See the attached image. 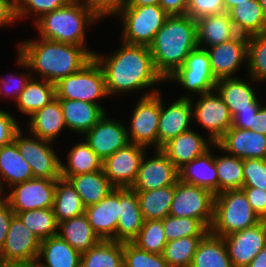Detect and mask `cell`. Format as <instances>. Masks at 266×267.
<instances>
[{
	"label": "cell",
	"instance_id": "36",
	"mask_svg": "<svg viewBox=\"0 0 266 267\" xmlns=\"http://www.w3.org/2000/svg\"><path fill=\"white\" fill-rule=\"evenodd\" d=\"M237 32L252 36L266 33V23L258 0H246L228 11Z\"/></svg>",
	"mask_w": 266,
	"mask_h": 267
},
{
	"label": "cell",
	"instance_id": "7",
	"mask_svg": "<svg viewBox=\"0 0 266 267\" xmlns=\"http://www.w3.org/2000/svg\"><path fill=\"white\" fill-rule=\"evenodd\" d=\"M55 92L57 99L81 100L104 109L107 104L101 103L109 98L104 72L94 57L79 71L59 80Z\"/></svg>",
	"mask_w": 266,
	"mask_h": 267
},
{
	"label": "cell",
	"instance_id": "64",
	"mask_svg": "<svg viewBox=\"0 0 266 267\" xmlns=\"http://www.w3.org/2000/svg\"><path fill=\"white\" fill-rule=\"evenodd\" d=\"M1 82H2V80H1V77H0V85H1ZM0 99H1V92H0Z\"/></svg>",
	"mask_w": 266,
	"mask_h": 267
},
{
	"label": "cell",
	"instance_id": "9",
	"mask_svg": "<svg viewBox=\"0 0 266 267\" xmlns=\"http://www.w3.org/2000/svg\"><path fill=\"white\" fill-rule=\"evenodd\" d=\"M21 128L14 137L19 153L31 166L34 178L59 179L61 177V154L54 142L43 140ZM29 134V135H28Z\"/></svg>",
	"mask_w": 266,
	"mask_h": 267
},
{
	"label": "cell",
	"instance_id": "34",
	"mask_svg": "<svg viewBox=\"0 0 266 267\" xmlns=\"http://www.w3.org/2000/svg\"><path fill=\"white\" fill-rule=\"evenodd\" d=\"M61 178L67 179L72 184L85 207L99 203L115 188L105 176L103 169Z\"/></svg>",
	"mask_w": 266,
	"mask_h": 267
},
{
	"label": "cell",
	"instance_id": "59",
	"mask_svg": "<svg viewBox=\"0 0 266 267\" xmlns=\"http://www.w3.org/2000/svg\"><path fill=\"white\" fill-rule=\"evenodd\" d=\"M250 130L266 135V101L252 117Z\"/></svg>",
	"mask_w": 266,
	"mask_h": 267
},
{
	"label": "cell",
	"instance_id": "28",
	"mask_svg": "<svg viewBox=\"0 0 266 267\" xmlns=\"http://www.w3.org/2000/svg\"><path fill=\"white\" fill-rule=\"evenodd\" d=\"M144 219L136 191L120 188V215L116 229L117 242H132L143 227Z\"/></svg>",
	"mask_w": 266,
	"mask_h": 267
},
{
	"label": "cell",
	"instance_id": "1",
	"mask_svg": "<svg viewBox=\"0 0 266 267\" xmlns=\"http://www.w3.org/2000/svg\"><path fill=\"white\" fill-rule=\"evenodd\" d=\"M119 42L120 47L114 52L93 55L104 72L109 97H133L134 93H137L135 97L138 93L146 97L161 91L160 86L166 83L155 69L149 47Z\"/></svg>",
	"mask_w": 266,
	"mask_h": 267
},
{
	"label": "cell",
	"instance_id": "8",
	"mask_svg": "<svg viewBox=\"0 0 266 267\" xmlns=\"http://www.w3.org/2000/svg\"><path fill=\"white\" fill-rule=\"evenodd\" d=\"M165 83L180 85L186 93H180L179 98H192L215 90L217 80L213 76L210 58L206 49L197 47L192 50L184 64L170 75Z\"/></svg>",
	"mask_w": 266,
	"mask_h": 267
},
{
	"label": "cell",
	"instance_id": "13",
	"mask_svg": "<svg viewBox=\"0 0 266 267\" xmlns=\"http://www.w3.org/2000/svg\"><path fill=\"white\" fill-rule=\"evenodd\" d=\"M214 198L210 190L178 180L169 215L200 220L208 229L213 221Z\"/></svg>",
	"mask_w": 266,
	"mask_h": 267
},
{
	"label": "cell",
	"instance_id": "58",
	"mask_svg": "<svg viewBox=\"0 0 266 267\" xmlns=\"http://www.w3.org/2000/svg\"><path fill=\"white\" fill-rule=\"evenodd\" d=\"M257 111L258 109L238 110L232 117V127L250 129L252 117Z\"/></svg>",
	"mask_w": 266,
	"mask_h": 267
},
{
	"label": "cell",
	"instance_id": "5",
	"mask_svg": "<svg viewBox=\"0 0 266 267\" xmlns=\"http://www.w3.org/2000/svg\"><path fill=\"white\" fill-rule=\"evenodd\" d=\"M261 221L242 189L225 190L215 195L213 221L209 232L224 237Z\"/></svg>",
	"mask_w": 266,
	"mask_h": 267
},
{
	"label": "cell",
	"instance_id": "3",
	"mask_svg": "<svg viewBox=\"0 0 266 267\" xmlns=\"http://www.w3.org/2000/svg\"><path fill=\"white\" fill-rule=\"evenodd\" d=\"M197 47L196 20L188 15H169L149 49L156 71L166 80Z\"/></svg>",
	"mask_w": 266,
	"mask_h": 267
},
{
	"label": "cell",
	"instance_id": "4",
	"mask_svg": "<svg viewBox=\"0 0 266 267\" xmlns=\"http://www.w3.org/2000/svg\"><path fill=\"white\" fill-rule=\"evenodd\" d=\"M101 21L81 0H71L64 7L44 14L33 24V29L37 30V37L91 49L87 32Z\"/></svg>",
	"mask_w": 266,
	"mask_h": 267
},
{
	"label": "cell",
	"instance_id": "25",
	"mask_svg": "<svg viewBox=\"0 0 266 267\" xmlns=\"http://www.w3.org/2000/svg\"><path fill=\"white\" fill-rule=\"evenodd\" d=\"M27 120L25 131L40 139L53 141L55 144L64 131L68 132L60 100L57 98L34 112Z\"/></svg>",
	"mask_w": 266,
	"mask_h": 267
},
{
	"label": "cell",
	"instance_id": "42",
	"mask_svg": "<svg viewBox=\"0 0 266 267\" xmlns=\"http://www.w3.org/2000/svg\"><path fill=\"white\" fill-rule=\"evenodd\" d=\"M16 215L41 241L58 235L59 223L53 208L27 210Z\"/></svg>",
	"mask_w": 266,
	"mask_h": 267
},
{
	"label": "cell",
	"instance_id": "22",
	"mask_svg": "<svg viewBox=\"0 0 266 267\" xmlns=\"http://www.w3.org/2000/svg\"><path fill=\"white\" fill-rule=\"evenodd\" d=\"M216 144L241 159H266V135L250 129L231 126Z\"/></svg>",
	"mask_w": 266,
	"mask_h": 267
},
{
	"label": "cell",
	"instance_id": "14",
	"mask_svg": "<svg viewBox=\"0 0 266 267\" xmlns=\"http://www.w3.org/2000/svg\"><path fill=\"white\" fill-rule=\"evenodd\" d=\"M57 179L33 178L6 189L2 196L16 215L33 209L53 208Z\"/></svg>",
	"mask_w": 266,
	"mask_h": 267
},
{
	"label": "cell",
	"instance_id": "53",
	"mask_svg": "<svg viewBox=\"0 0 266 267\" xmlns=\"http://www.w3.org/2000/svg\"><path fill=\"white\" fill-rule=\"evenodd\" d=\"M14 114L0 108V147L14 141L15 134L21 129L19 121Z\"/></svg>",
	"mask_w": 266,
	"mask_h": 267
},
{
	"label": "cell",
	"instance_id": "44",
	"mask_svg": "<svg viewBox=\"0 0 266 267\" xmlns=\"http://www.w3.org/2000/svg\"><path fill=\"white\" fill-rule=\"evenodd\" d=\"M246 74L259 85L266 84V33L248 37Z\"/></svg>",
	"mask_w": 266,
	"mask_h": 267
},
{
	"label": "cell",
	"instance_id": "37",
	"mask_svg": "<svg viewBox=\"0 0 266 267\" xmlns=\"http://www.w3.org/2000/svg\"><path fill=\"white\" fill-rule=\"evenodd\" d=\"M190 267H233L223 238L208 232L200 241Z\"/></svg>",
	"mask_w": 266,
	"mask_h": 267
},
{
	"label": "cell",
	"instance_id": "62",
	"mask_svg": "<svg viewBox=\"0 0 266 267\" xmlns=\"http://www.w3.org/2000/svg\"><path fill=\"white\" fill-rule=\"evenodd\" d=\"M243 2H246V0H223L225 11L228 12L231 8Z\"/></svg>",
	"mask_w": 266,
	"mask_h": 267
},
{
	"label": "cell",
	"instance_id": "40",
	"mask_svg": "<svg viewBox=\"0 0 266 267\" xmlns=\"http://www.w3.org/2000/svg\"><path fill=\"white\" fill-rule=\"evenodd\" d=\"M80 267H124L123 243L115 240H100L81 254Z\"/></svg>",
	"mask_w": 266,
	"mask_h": 267
},
{
	"label": "cell",
	"instance_id": "19",
	"mask_svg": "<svg viewBox=\"0 0 266 267\" xmlns=\"http://www.w3.org/2000/svg\"><path fill=\"white\" fill-rule=\"evenodd\" d=\"M147 150L144 146L128 143L102 162L103 172L115 188L132 187Z\"/></svg>",
	"mask_w": 266,
	"mask_h": 267
},
{
	"label": "cell",
	"instance_id": "55",
	"mask_svg": "<svg viewBox=\"0 0 266 267\" xmlns=\"http://www.w3.org/2000/svg\"><path fill=\"white\" fill-rule=\"evenodd\" d=\"M14 215L15 214L9 206L7 200L0 195V250L5 242L9 224Z\"/></svg>",
	"mask_w": 266,
	"mask_h": 267
},
{
	"label": "cell",
	"instance_id": "33",
	"mask_svg": "<svg viewBox=\"0 0 266 267\" xmlns=\"http://www.w3.org/2000/svg\"><path fill=\"white\" fill-rule=\"evenodd\" d=\"M56 98L55 84L42 78L31 77L16 100L15 108L19 115L30 117Z\"/></svg>",
	"mask_w": 266,
	"mask_h": 267
},
{
	"label": "cell",
	"instance_id": "30",
	"mask_svg": "<svg viewBox=\"0 0 266 267\" xmlns=\"http://www.w3.org/2000/svg\"><path fill=\"white\" fill-rule=\"evenodd\" d=\"M196 31L198 47L203 49L227 42L239 35L226 11L197 19Z\"/></svg>",
	"mask_w": 266,
	"mask_h": 267
},
{
	"label": "cell",
	"instance_id": "31",
	"mask_svg": "<svg viewBox=\"0 0 266 267\" xmlns=\"http://www.w3.org/2000/svg\"><path fill=\"white\" fill-rule=\"evenodd\" d=\"M81 253L59 235L41 241L37 267H80Z\"/></svg>",
	"mask_w": 266,
	"mask_h": 267
},
{
	"label": "cell",
	"instance_id": "50",
	"mask_svg": "<svg viewBox=\"0 0 266 267\" xmlns=\"http://www.w3.org/2000/svg\"><path fill=\"white\" fill-rule=\"evenodd\" d=\"M243 187L261 188L266 191V159H243Z\"/></svg>",
	"mask_w": 266,
	"mask_h": 267
},
{
	"label": "cell",
	"instance_id": "43",
	"mask_svg": "<svg viewBox=\"0 0 266 267\" xmlns=\"http://www.w3.org/2000/svg\"><path fill=\"white\" fill-rule=\"evenodd\" d=\"M204 236H190L168 241L162 253L171 267H190L197 247Z\"/></svg>",
	"mask_w": 266,
	"mask_h": 267
},
{
	"label": "cell",
	"instance_id": "20",
	"mask_svg": "<svg viewBox=\"0 0 266 267\" xmlns=\"http://www.w3.org/2000/svg\"><path fill=\"white\" fill-rule=\"evenodd\" d=\"M222 238L233 267H247L266 246V220Z\"/></svg>",
	"mask_w": 266,
	"mask_h": 267
},
{
	"label": "cell",
	"instance_id": "11",
	"mask_svg": "<svg viewBox=\"0 0 266 267\" xmlns=\"http://www.w3.org/2000/svg\"><path fill=\"white\" fill-rule=\"evenodd\" d=\"M41 240L14 215L0 250V267H30L37 261Z\"/></svg>",
	"mask_w": 266,
	"mask_h": 267
},
{
	"label": "cell",
	"instance_id": "21",
	"mask_svg": "<svg viewBox=\"0 0 266 267\" xmlns=\"http://www.w3.org/2000/svg\"><path fill=\"white\" fill-rule=\"evenodd\" d=\"M241 77L222 78L217 80L215 85V90L228 107L232 117L238 110L259 109L264 103L255 89L256 87L258 89L259 83L247 74L246 77L243 75Z\"/></svg>",
	"mask_w": 266,
	"mask_h": 267
},
{
	"label": "cell",
	"instance_id": "15",
	"mask_svg": "<svg viewBox=\"0 0 266 267\" xmlns=\"http://www.w3.org/2000/svg\"><path fill=\"white\" fill-rule=\"evenodd\" d=\"M145 152L140 162L138 174L131 189L134 191H149L175 185L179 180L176 166L160 150L154 149Z\"/></svg>",
	"mask_w": 266,
	"mask_h": 267
},
{
	"label": "cell",
	"instance_id": "51",
	"mask_svg": "<svg viewBox=\"0 0 266 267\" xmlns=\"http://www.w3.org/2000/svg\"><path fill=\"white\" fill-rule=\"evenodd\" d=\"M225 12L223 0H188L186 15L193 20Z\"/></svg>",
	"mask_w": 266,
	"mask_h": 267
},
{
	"label": "cell",
	"instance_id": "54",
	"mask_svg": "<svg viewBox=\"0 0 266 267\" xmlns=\"http://www.w3.org/2000/svg\"><path fill=\"white\" fill-rule=\"evenodd\" d=\"M252 207L262 220H266V191L255 187L241 188Z\"/></svg>",
	"mask_w": 266,
	"mask_h": 267
},
{
	"label": "cell",
	"instance_id": "10",
	"mask_svg": "<svg viewBox=\"0 0 266 267\" xmlns=\"http://www.w3.org/2000/svg\"><path fill=\"white\" fill-rule=\"evenodd\" d=\"M139 96L128 113L130 121L126 122L129 143L144 146L148 150L158 149L160 91L146 97Z\"/></svg>",
	"mask_w": 266,
	"mask_h": 267
},
{
	"label": "cell",
	"instance_id": "61",
	"mask_svg": "<svg viewBox=\"0 0 266 267\" xmlns=\"http://www.w3.org/2000/svg\"><path fill=\"white\" fill-rule=\"evenodd\" d=\"M160 0H127L125 6L159 5Z\"/></svg>",
	"mask_w": 266,
	"mask_h": 267
},
{
	"label": "cell",
	"instance_id": "46",
	"mask_svg": "<svg viewBox=\"0 0 266 267\" xmlns=\"http://www.w3.org/2000/svg\"><path fill=\"white\" fill-rule=\"evenodd\" d=\"M138 248L147 252L162 254L167 243L163 220H146L138 236L132 241Z\"/></svg>",
	"mask_w": 266,
	"mask_h": 267
},
{
	"label": "cell",
	"instance_id": "56",
	"mask_svg": "<svg viewBox=\"0 0 266 267\" xmlns=\"http://www.w3.org/2000/svg\"><path fill=\"white\" fill-rule=\"evenodd\" d=\"M17 21V22H16ZM14 0H0V29L17 25Z\"/></svg>",
	"mask_w": 266,
	"mask_h": 267
},
{
	"label": "cell",
	"instance_id": "35",
	"mask_svg": "<svg viewBox=\"0 0 266 267\" xmlns=\"http://www.w3.org/2000/svg\"><path fill=\"white\" fill-rule=\"evenodd\" d=\"M58 235L81 254L101 240L93 231L85 214L59 222Z\"/></svg>",
	"mask_w": 266,
	"mask_h": 267
},
{
	"label": "cell",
	"instance_id": "26",
	"mask_svg": "<svg viewBox=\"0 0 266 267\" xmlns=\"http://www.w3.org/2000/svg\"><path fill=\"white\" fill-rule=\"evenodd\" d=\"M69 133L82 137L108 111L98 104L81 100L59 99Z\"/></svg>",
	"mask_w": 266,
	"mask_h": 267
},
{
	"label": "cell",
	"instance_id": "48",
	"mask_svg": "<svg viewBox=\"0 0 266 267\" xmlns=\"http://www.w3.org/2000/svg\"><path fill=\"white\" fill-rule=\"evenodd\" d=\"M15 58V64L23 68L25 71L22 73L19 72L18 74L16 72H11L6 77L0 76L2 80L0 85L1 99L6 98L7 102L9 100V102L12 101L14 103L32 77V73L26 61L18 53H16Z\"/></svg>",
	"mask_w": 266,
	"mask_h": 267
},
{
	"label": "cell",
	"instance_id": "16",
	"mask_svg": "<svg viewBox=\"0 0 266 267\" xmlns=\"http://www.w3.org/2000/svg\"><path fill=\"white\" fill-rule=\"evenodd\" d=\"M247 45L248 36L239 34L227 42L205 48L216 80L240 77L241 68L247 72Z\"/></svg>",
	"mask_w": 266,
	"mask_h": 267
},
{
	"label": "cell",
	"instance_id": "52",
	"mask_svg": "<svg viewBox=\"0 0 266 267\" xmlns=\"http://www.w3.org/2000/svg\"><path fill=\"white\" fill-rule=\"evenodd\" d=\"M100 20L114 16L126 5L127 0H81Z\"/></svg>",
	"mask_w": 266,
	"mask_h": 267
},
{
	"label": "cell",
	"instance_id": "17",
	"mask_svg": "<svg viewBox=\"0 0 266 267\" xmlns=\"http://www.w3.org/2000/svg\"><path fill=\"white\" fill-rule=\"evenodd\" d=\"M108 115L107 112L82 136L102 162L129 143L125 122Z\"/></svg>",
	"mask_w": 266,
	"mask_h": 267
},
{
	"label": "cell",
	"instance_id": "24",
	"mask_svg": "<svg viewBox=\"0 0 266 267\" xmlns=\"http://www.w3.org/2000/svg\"><path fill=\"white\" fill-rule=\"evenodd\" d=\"M213 144L214 142L206 134L202 135L192 128L168 141L160 150L179 170L186 163L206 152Z\"/></svg>",
	"mask_w": 266,
	"mask_h": 267
},
{
	"label": "cell",
	"instance_id": "47",
	"mask_svg": "<svg viewBox=\"0 0 266 267\" xmlns=\"http://www.w3.org/2000/svg\"><path fill=\"white\" fill-rule=\"evenodd\" d=\"M71 0H14L17 20L29 19L35 23L44 14L60 9ZM32 19H31V18Z\"/></svg>",
	"mask_w": 266,
	"mask_h": 267
},
{
	"label": "cell",
	"instance_id": "60",
	"mask_svg": "<svg viewBox=\"0 0 266 267\" xmlns=\"http://www.w3.org/2000/svg\"><path fill=\"white\" fill-rule=\"evenodd\" d=\"M247 267H266V246L256 255Z\"/></svg>",
	"mask_w": 266,
	"mask_h": 267
},
{
	"label": "cell",
	"instance_id": "41",
	"mask_svg": "<svg viewBox=\"0 0 266 267\" xmlns=\"http://www.w3.org/2000/svg\"><path fill=\"white\" fill-rule=\"evenodd\" d=\"M85 208L72 184L67 179H57L53 211L58 223L84 214Z\"/></svg>",
	"mask_w": 266,
	"mask_h": 267
},
{
	"label": "cell",
	"instance_id": "2",
	"mask_svg": "<svg viewBox=\"0 0 266 267\" xmlns=\"http://www.w3.org/2000/svg\"><path fill=\"white\" fill-rule=\"evenodd\" d=\"M15 50L28 64L32 77L56 84L86 65L95 50L36 37L23 39Z\"/></svg>",
	"mask_w": 266,
	"mask_h": 267
},
{
	"label": "cell",
	"instance_id": "57",
	"mask_svg": "<svg viewBox=\"0 0 266 267\" xmlns=\"http://www.w3.org/2000/svg\"><path fill=\"white\" fill-rule=\"evenodd\" d=\"M159 5L168 15H186L188 0H160Z\"/></svg>",
	"mask_w": 266,
	"mask_h": 267
},
{
	"label": "cell",
	"instance_id": "32",
	"mask_svg": "<svg viewBox=\"0 0 266 267\" xmlns=\"http://www.w3.org/2000/svg\"><path fill=\"white\" fill-rule=\"evenodd\" d=\"M81 140V141H80ZM68 149L66 159L61 158V177H71L102 169V160L81 137ZM65 161V162H64Z\"/></svg>",
	"mask_w": 266,
	"mask_h": 267
},
{
	"label": "cell",
	"instance_id": "27",
	"mask_svg": "<svg viewBox=\"0 0 266 267\" xmlns=\"http://www.w3.org/2000/svg\"><path fill=\"white\" fill-rule=\"evenodd\" d=\"M215 150L216 143L202 155L182 166L178 170L179 180L187 184L196 185L210 190L215 195L218 194V174L215 165Z\"/></svg>",
	"mask_w": 266,
	"mask_h": 267
},
{
	"label": "cell",
	"instance_id": "6",
	"mask_svg": "<svg viewBox=\"0 0 266 267\" xmlns=\"http://www.w3.org/2000/svg\"><path fill=\"white\" fill-rule=\"evenodd\" d=\"M169 15L160 5L124 6L115 16L121 27L120 40L150 46Z\"/></svg>",
	"mask_w": 266,
	"mask_h": 267
},
{
	"label": "cell",
	"instance_id": "18",
	"mask_svg": "<svg viewBox=\"0 0 266 267\" xmlns=\"http://www.w3.org/2000/svg\"><path fill=\"white\" fill-rule=\"evenodd\" d=\"M160 91V118L158 124V149L181 133L193 128L192 102L190 98L166 101ZM168 102V103H167Z\"/></svg>",
	"mask_w": 266,
	"mask_h": 267
},
{
	"label": "cell",
	"instance_id": "63",
	"mask_svg": "<svg viewBox=\"0 0 266 267\" xmlns=\"http://www.w3.org/2000/svg\"><path fill=\"white\" fill-rule=\"evenodd\" d=\"M258 2L260 3L262 7L264 18H265V23H266V0H258Z\"/></svg>",
	"mask_w": 266,
	"mask_h": 267
},
{
	"label": "cell",
	"instance_id": "12",
	"mask_svg": "<svg viewBox=\"0 0 266 267\" xmlns=\"http://www.w3.org/2000/svg\"><path fill=\"white\" fill-rule=\"evenodd\" d=\"M190 100L193 128L199 126L200 128H197L205 130L203 132L207 137L216 143L232 126V116L228 107L216 90L194 96Z\"/></svg>",
	"mask_w": 266,
	"mask_h": 267
},
{
	"label": "cell",
	"instance_id": "23",
	"mask_svg": "<svg viewBox=\"0 0 266 267\" xmlns=\"http://www.w3.org/2000/svg\"><path fill=\"white\" fill-rule=\"evenodd\" d=\"M84 214L101 240H115L120 215V188H114L99 203L85 208Z\"/></svg>",
	"mask_w": 266,
	"mask_h": 267
},
{
	"label": "cell",
	"instance_id": "38",
	"mask_svg": "<svg viewBox=\"0 0 266 267\" xmlns=\"http://www.w3.org/2000/svg\"><path fill=\"white\" fill-rule=\"evenodd\" d=\"M175 185L149 191H136L144 221L163 220L169 215Z\"/></svg>",
	"mask_w": 266,
	"mask_h": 267
},
{
	"label": "cell",
	"instance_id": "49",
	"mask_svg": "<svg viewBox=\"0 0 266 267\" xmlns=\"http://www.w3.org/2000/svg\"><path fill=\"white\" fill-rule=\"evenodd\" d=\"M124 267H171L162 254L147 252L132 242L123 243Z\"/></svg>",
	"mask_w": 266,
	"mask_h": 267
},
{
	"label": "cell",
	"instance_id": "45",
	"mask_svg": "<svg viewBox=\"0 0 266 267\" xmlns=\"http://www.w3.org/2000/svg\"><path fill=\"white\" fill-rule=\"evenodd\" d=\"M163 227L167 242L182 237L205 236L209 232L200 220L189 217L168 215L163 219Z\"/></svg>",
	"mask_w": 266,
	"mask_h": 267
},
{
	"label": "cell",
	"instance_id": "39",
	"mask_svg": "<svg viewBox=\"0 0 266 267\" xmlns=\"http://www.w3.org/2000/svg\"><path fill=\"white\" fill-rule=\"evenodd\" d=\"M216 150L218 152L215 153L218 193L225 190L241 189L244 182L243 159L224 152L217 144ZM221 151L222 153L219 154Z\"/></svg>",
	"mask_w": 266,
	"mask_h": 267
},
{
	"label": "cell",
	"instance_id": "29",
	"mask_svg": "<svg viewBox=\"0 0 266 267\" xmlns=\"http://www.w3.org/2000/svg\"><path fill=\"white\" fill-rule=\"evenodd\" d=\"M29 163L19 153L16 143L0 147V195L15 184L33 179Z\"/></svg>",
	"mask_w": 266,
	"mask_h": 267
}]
</instances>
